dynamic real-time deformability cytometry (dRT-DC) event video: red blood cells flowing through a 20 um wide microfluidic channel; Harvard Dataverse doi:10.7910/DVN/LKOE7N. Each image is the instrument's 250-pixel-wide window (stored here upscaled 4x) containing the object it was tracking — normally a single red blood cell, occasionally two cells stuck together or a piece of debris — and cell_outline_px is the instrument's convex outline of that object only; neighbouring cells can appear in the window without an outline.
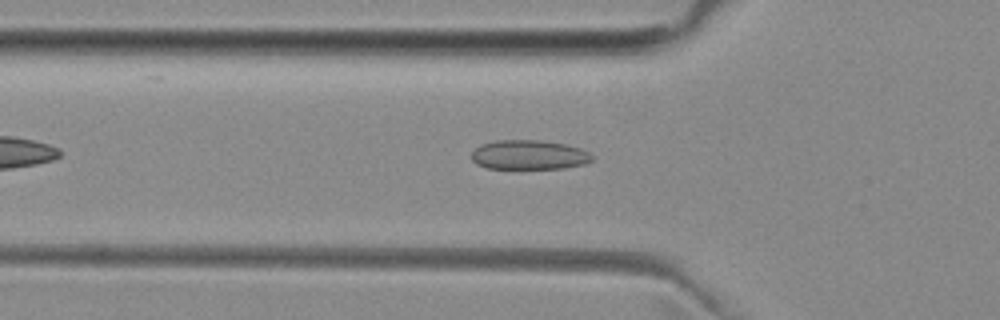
{"species": "common noctule bat (a hibernating species)", "species_latin": "Nyctalus noctula", "temperature_condition": "room temperature", "stored_images_in_passage": 42, "camera_frame_rate_fps": 3000, "um_per_image_px": 0.085, "animal": {"sex": "female", "body_mass_g": 29.2, "forearm_length_mm": 56.3}, "frame": {"image": 1, "passage_image": 8, "time_ms": 2.333, "image_size_px": [1000, 320], "cell_outline_px": [[592, 160], [584, 164], [564, 168], [488, 168], [476, 164], [472, 160], [472, 152], [480, 144], [496, 140], [540, 140], [564, 144], [580, 148], [588, 152], [592, 156]], "centroid_in_image_um": [44.94, 13.16], "position_along_channel_um": 80.9, "area_um2": 20.58}}
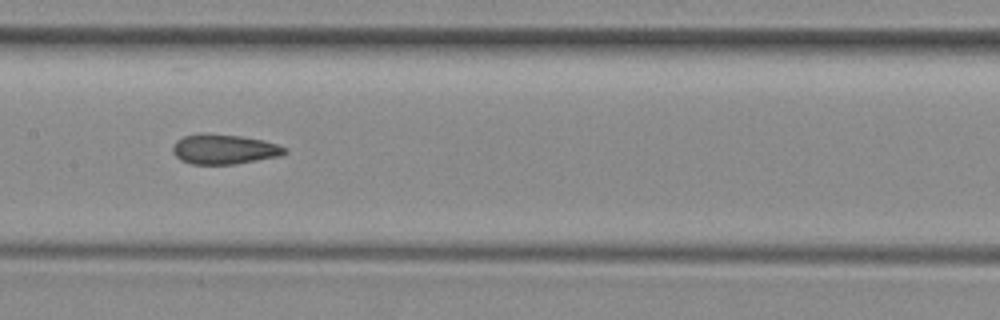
{"frame": {"image": 2, "passage_image": 16, "time_ms": 5.0, "image_size_px": [1000, 320], "cell_outline_px": [[288, 152], [280, 156], [236, 164], [192, 164], [180, 160], [172, 152], [172, 148], [176, 140], [184, 136], [204, 132], [240, 136], [264, 140], [288, 148]], "centroid_in_image_um": [19.05, 12.68], "position_along_channel_um": 188.4, "area_um2": 19.71}}
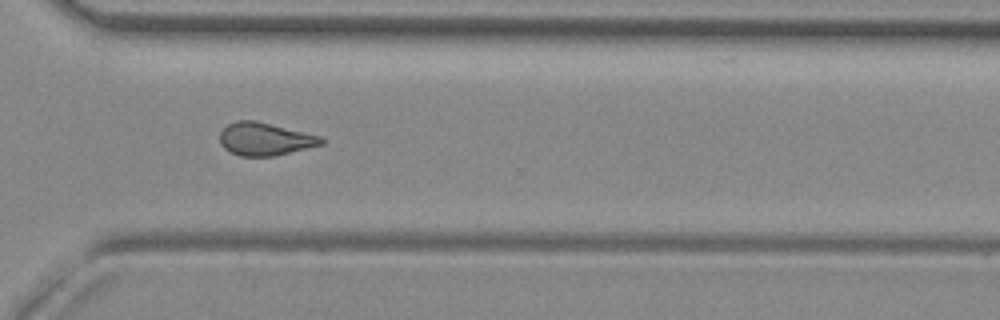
{"frame": {"image": 3, "passage_image": 28, "time_ms": 9.0, "image_size_px": [1000, 320], "cell_outline_px": [[324, 144], [272, 156], [240, 156], [224, 148], [220, 144], [220, 132], [228, 124], [236, 120], [256, 120], [320, 136], [324, 140]], "centroid_in_image_um": [22.5, 11.81], "position_along_channel_um": 348.1, "area_um2": 19.25}, "authors_computed_cell_mechanics": {"area_um2": 19.4208, "velocity_mm_per_s": 3.9939, "shape_relaxation_time_tau1_ms": null, "shape_relaxation_time_tau2_ms": 1.7937, "deformation_change_tau1": null, "deformation_change_tau2": 0.0645}}